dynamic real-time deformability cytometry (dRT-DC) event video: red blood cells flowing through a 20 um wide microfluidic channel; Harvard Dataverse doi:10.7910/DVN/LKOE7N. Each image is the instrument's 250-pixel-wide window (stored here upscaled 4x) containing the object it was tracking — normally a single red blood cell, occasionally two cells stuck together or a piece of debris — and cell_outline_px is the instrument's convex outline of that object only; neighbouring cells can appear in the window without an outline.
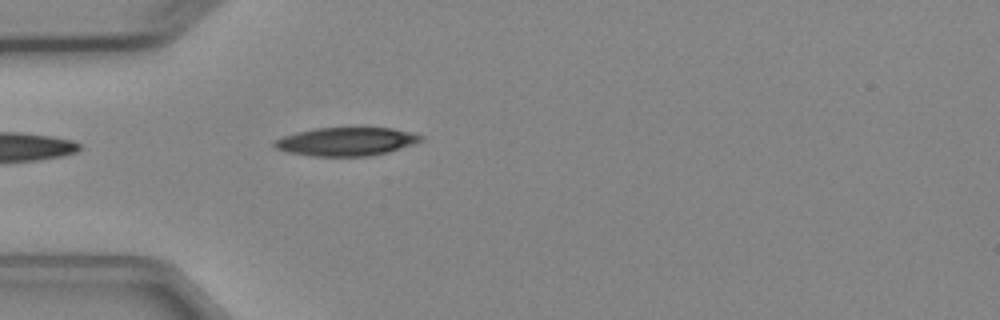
{"species": "Egyptian fruit bat (a non-hibernating species)", "species_latin": "Rousettus aegyptiacus", "temperature_condition": "cold", "stored_images_in_passage": 4, "camera_frame_rate_fps": 3000, "um_per_image_px": 0.085, "animal": {"sex": "female"}, "frame": {"image": 1, "passage_image": 4, "time_ms": 4.333, "image_size_px": [1000, 320], "cell_outline_px": [[424, 140], [388, 152], [368, 156], [312, 156], [288, 152], [276, 148], [272, 144], [276, 140], [284, 136], [296, 132], [316, 128], [392, 128], [424, 136]], "centroid_in_image_um": [29.43, 12.03], "position_along_channel_um": 55.6, "area_um2": 23.99}}